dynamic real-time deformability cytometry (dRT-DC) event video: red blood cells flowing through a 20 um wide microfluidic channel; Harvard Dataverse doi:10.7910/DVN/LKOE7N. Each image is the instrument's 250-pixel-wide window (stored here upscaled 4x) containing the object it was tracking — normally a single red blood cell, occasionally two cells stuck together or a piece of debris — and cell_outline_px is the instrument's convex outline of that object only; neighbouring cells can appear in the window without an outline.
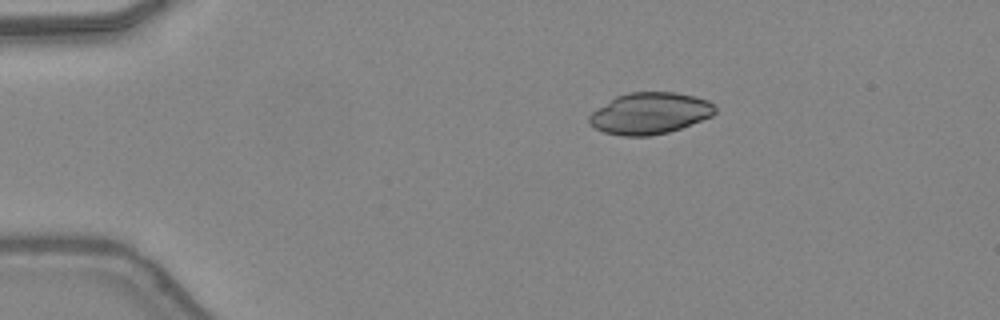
{"species": "common noctule bat (a hibernating species)", "species_latin": "Nyctalus noctula", "temperature_condition": "warm", "stored_images_in_passage": 40, "camera_frame_rate_fps": 3000, "um_per_image_px": 0.085, "animal": {"sex": "female", "body_mass_g": 24.6, "forearm_length_mm": 56.2}, "frame": {"image": 1, "passage_image": 1, "time_ms": 0.0, "image_size_px": [1000, 320], "cell_outline_px": [[716, 112], [712, 116], [680, 128], [668, 132], [648, 136], [620, 136], [604, 132], [588, 124], [588, 116], [596, 108], [616, 96], [628, 92], [672, 92], [696, 96], [708, 100], [716, 104]], "centroid_in_image_um": [55.23, 9.63], "position_along_channel_um": 29.8, "area_um2": 30.63}}
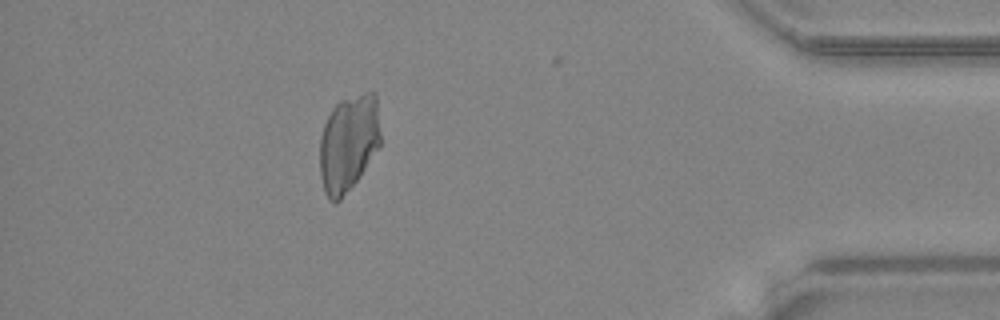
{"frame": {"image": 2, "passage_image": 34, "time_ms": 11.0, "image_size_px": [1000, 320], "cell_outline_px": [[380, 144], [360, 176], [340, 200], [336, 204], [328, 200], [324, 192], [320, 176], [320, 136], [324, 124], [332, 108], [340, 100], [364, 92], [372, 92], [376, 96], [380, 132]], "centroid_in_image_um": [29.6, 12.18], "position_along_channel_um": 405.6, "area_um2": 34.33}}